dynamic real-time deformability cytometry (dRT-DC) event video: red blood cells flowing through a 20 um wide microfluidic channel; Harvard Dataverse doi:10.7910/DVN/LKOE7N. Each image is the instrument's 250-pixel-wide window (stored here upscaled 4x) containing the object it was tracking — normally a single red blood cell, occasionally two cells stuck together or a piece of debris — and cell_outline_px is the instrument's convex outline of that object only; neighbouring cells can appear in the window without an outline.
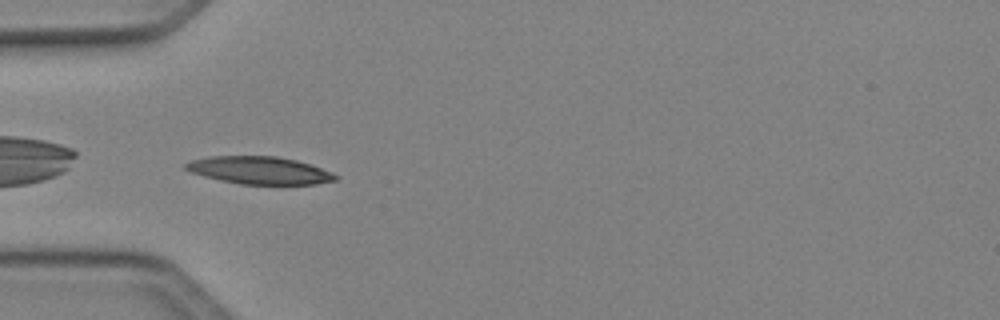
{"species": "Egyptian fruit bat (a non-hibernating species)", "species_latin": "Rousettus aegyptiacus", "temperature_condition": "cold", "stored_images_in_passage": 35, "camera_frame_rate_fps": 3000, "um_per_image_px": 0.085, "animal": {"sex": "female"}, "frame": {"image": 1, "passage_image": 1, "time_ms": 0.0, "image_size_px": [1000, 320], "cell_outline_px": [[336, 180], [316, 184], [240, 184], [220, 180], [204, 176], [192, 172], [184, 168], [184, 164], [192, 160], [212, 156], [276, 156], [296, 160], [320, 168], [336, 176]], "centroid_in_image_um": [22.01, 14.48], "position_along_channel_um": 63.0, "area_um2": 23.64}}
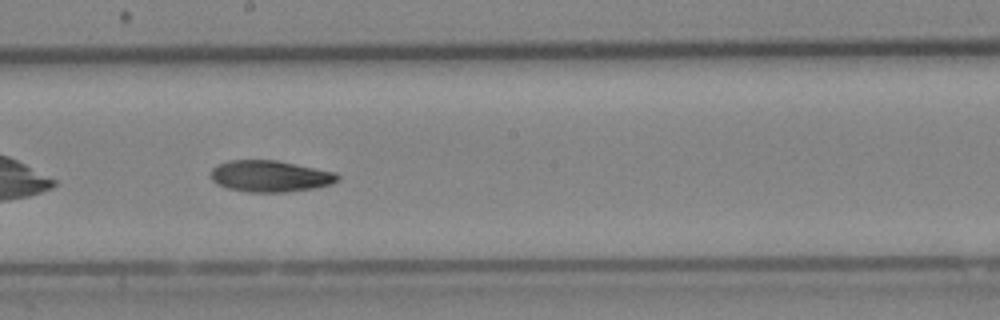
{"frame": {"image": 2, "passage_image": 13, "time_ms": 4.0, "image_size_px": [1000, 320], "cell_outline_px": [[340, 180], [332, 184], [312, 188], [284, 192], [248, 192], [228, 188], [216, 184], [208, 176], [212, 168], [216, 164], [228, 160], [276, 160], [336, 172], [340, 176]], "centroid_in_image_um": [22.92, 14.97], "position_along_channel_um": 225.3, "area_um2": 23.47}}
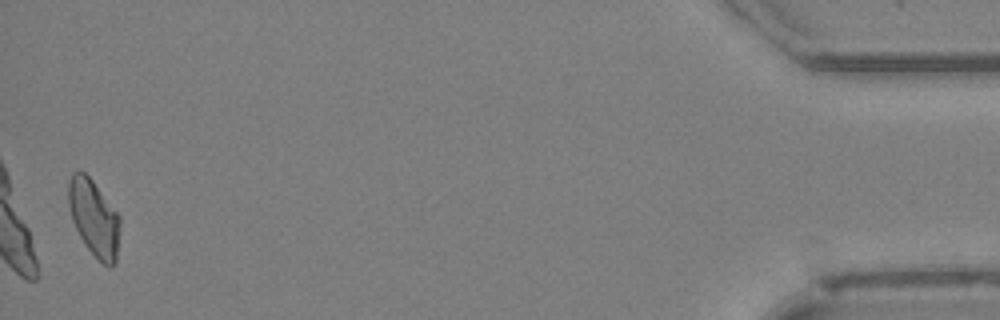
{"frame": {"image": 3, "passage_image": 34, "time_ms": 11.0, "image_size_px": [1000, 320], "cell_outline_px": [[120, 224], [116, 264], [112, 268], [108, 268], [84, 244], [72, 220], [68, 204], [68, 180], [72, 172], [84, 172], [92, 180], [120, 216]], "centroid_in_image_um": [7.99, 18.54], "position_along_channel_um": 427.2, "area_um2": 22.89}, "authors_computed_cell_mechanics": {"area_um2": 23.12, "velocity_mm_per_s": 4.1294, "shape_relaxation_time_tau1_ms": 5.2583, "shape_relaxation_time_tau2_ms": null, "deformation_change_tau1": 0.1507, "deformation_change_tau2": null}}